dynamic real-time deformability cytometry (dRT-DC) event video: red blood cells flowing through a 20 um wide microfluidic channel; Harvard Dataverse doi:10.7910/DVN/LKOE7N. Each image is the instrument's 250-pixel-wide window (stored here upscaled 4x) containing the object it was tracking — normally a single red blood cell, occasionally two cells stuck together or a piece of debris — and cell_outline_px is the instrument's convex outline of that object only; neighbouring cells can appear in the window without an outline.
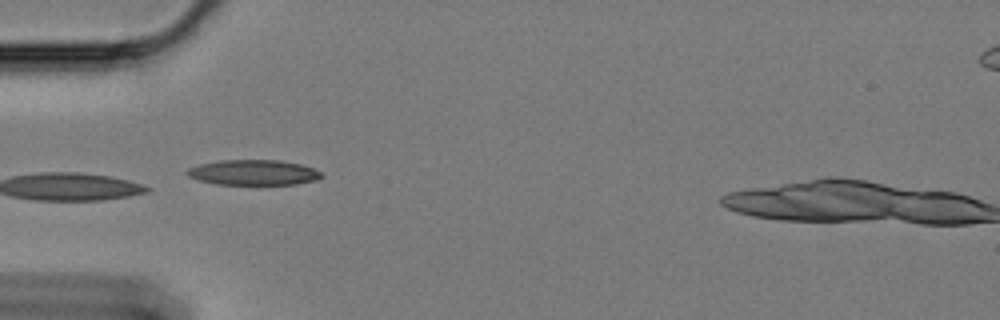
{"species": "Egyptian fruit bat (a non-hibernating species)", "species_latin": "Rousettus aegyptiacus", "temperature_condition": "cold", "stored_images_in_passage": 17, "camera_frame_rate_fps": 3000, "um_per_image_px": 0.085, "animal": {"sex": "female"}, "frame": {"image": 1, "passage_image": 1, "time_ms": 0.0, "image_size_px": [1000, 320], "cell_outline_px": [[324, 176], [316, 180], [296, 184], [216, 184], [196, 180], [188, 176], [184, 172], [188, 168], [200, 164], [220, 160], [280, 160], [300, 164], [324, 172]], "centroid_in_image_um": [21.54, 14.66], "position_along_channel_um": 63.5, "area_um2": 19.94}}